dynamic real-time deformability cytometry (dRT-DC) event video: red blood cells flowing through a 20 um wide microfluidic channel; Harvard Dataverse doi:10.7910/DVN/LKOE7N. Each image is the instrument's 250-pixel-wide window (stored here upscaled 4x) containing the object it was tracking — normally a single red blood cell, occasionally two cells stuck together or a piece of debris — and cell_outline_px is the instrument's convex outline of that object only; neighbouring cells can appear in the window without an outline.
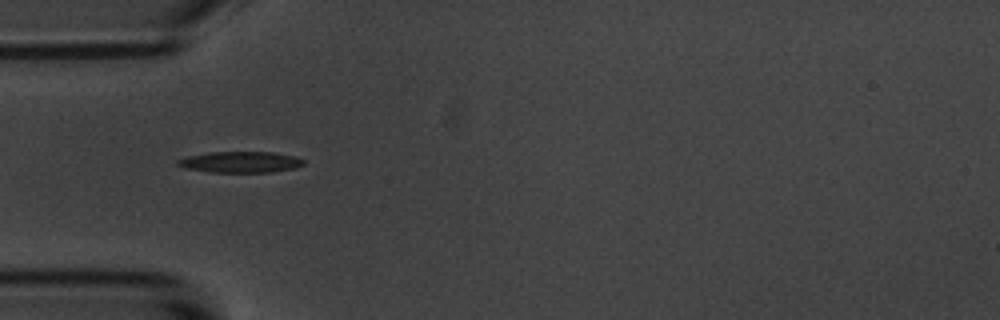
{"species": "common noctule bat (a hibernating species)", "species_latin": "Nyctalus noctula", "temperature_condition": "room temperature", "stored_images_in_passage": 7, "camera_frame_rate_fps": 3000, "um_per_image_px": 0.085, "animal": {"sex": "male", "body_mass_g": 20.1, "forearm_length_mm": 53.5}, "frame": {"image": 1, "passage_image": 2, "time_ms": 1.0, "image_size_px": [1000, 320], "cell_outline_px": [[304, 164], [292, 168], [272, 172], [212, 172], [188, 168], [176, 164], [176, 160], [188, 156], [208, 152], [272, 152], [292, 156], [304, 160]], "centroid_in_image_um": [20.41, 13.77], "position_along_channel_um": 64.6, "area_um2": 15.2}}
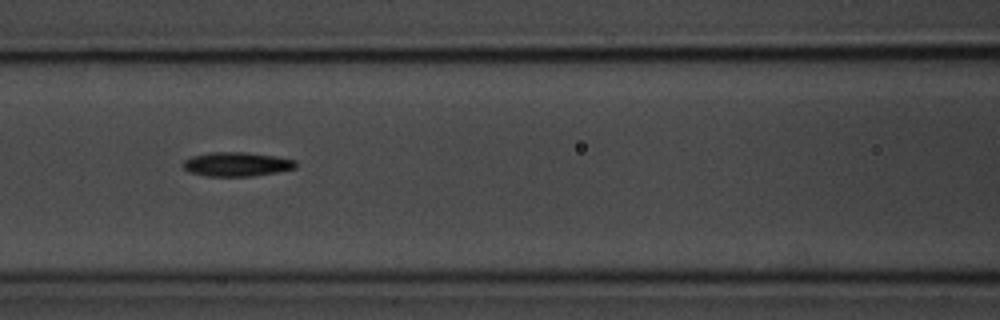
{"frame": {"image": 2, "passage_image": 4, "time_ms": 3.333, "image_size_px": [1000, 320], "cell_outline_px": [[296, 168], [276, 172], [252, 176], [204, 176], [188, 172], [184, 168], [184, 160], [192, 156], [208, 152], [248, 152], [296, 160]], "centroid_in_image_um": [20.09, 13.96], "position_along_channel_um": 146.5, "area_um2": 15.84}}
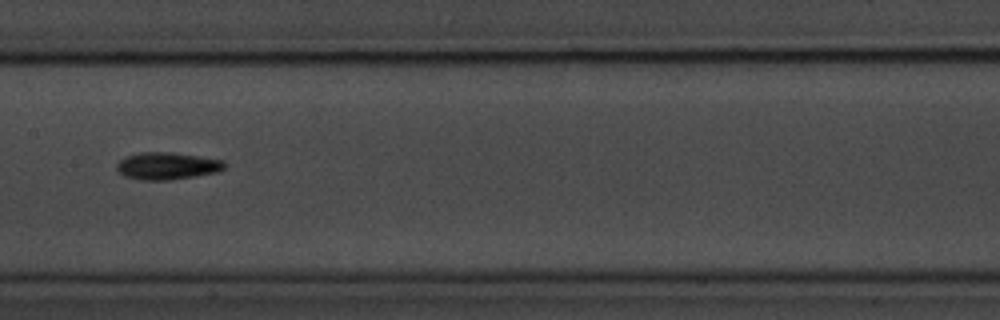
{"frame": {"image": 3, "passage_image": 5, "time_ms": 4.667, "image_size_px": [1000, 320], "cell_outline_px": [[228, 164], [224, 168], [216, 172], [196, 176], [172, 180], [140, 180], [124, 176], [116, 168], [116, 164], [124, 156], [140, 152], [172, 152], [200, 156], [224, 160]], "centroid_in_image_um": [14.21, 14.1], "position_along_channel_um": 193.2, "area_um2": 17.34}}